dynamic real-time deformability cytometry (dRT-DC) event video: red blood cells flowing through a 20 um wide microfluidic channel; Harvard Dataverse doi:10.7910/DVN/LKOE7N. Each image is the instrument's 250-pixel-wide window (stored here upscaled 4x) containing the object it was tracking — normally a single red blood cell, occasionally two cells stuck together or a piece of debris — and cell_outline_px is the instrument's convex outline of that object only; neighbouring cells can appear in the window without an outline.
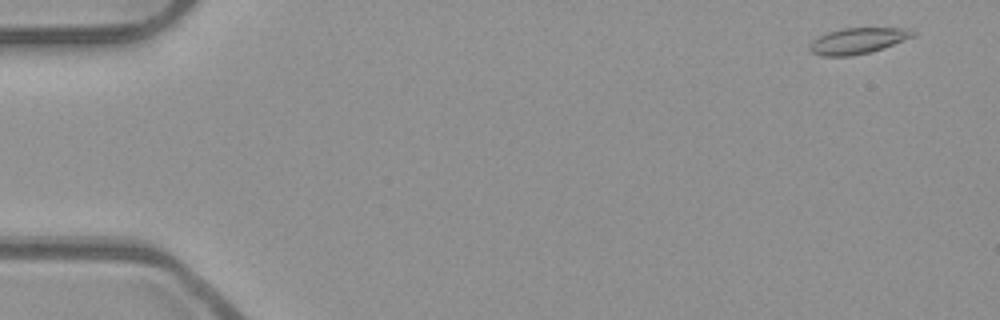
{"species": "common noctule bat (a hibernating species)", "species_latin": "Nyctalus noctula", "temperature_condition": "room temperature", "stored_images_in_passage": 52, "camera_frame_rate_fps": 3000, "um_per_image_px": 0.085, "animal": {"sex": "male", "body_mass_g": 23.1, "forearm_length_mm": 52.7}, "frame": {"image": 1, "passage_image": 2, "time_ms": 0.333, "image_size_px": [1000, 320], "cell_outline_px": [[916, 32], [912, 36], [892, 44], [868, 52], [848, 56], [820, 56], [812, 52], [808, 48], [812, 40], [828, 32], [840, 28], [904, 28]], "centroid_in_image_um": [72.82, 3.46], "position_along_channel_um": 12.2, "area_um2": 15.2}}
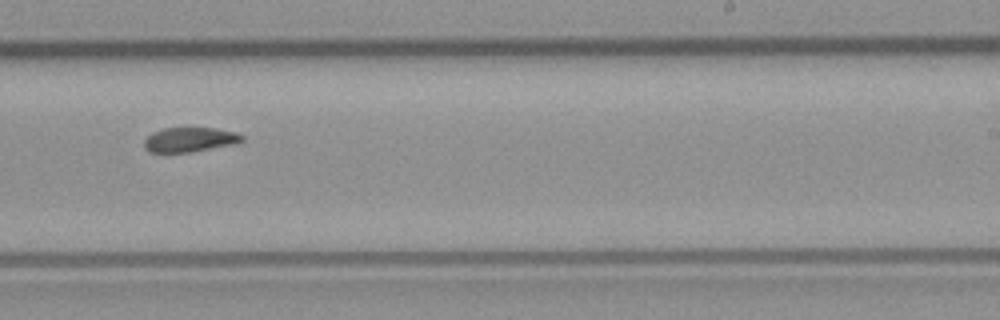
{"frame": {"image": 2, "passage_image": 32, "time_ms": 10.333, "image_size_px": [1000, 320], "cell_outline_px": [[244, 140], [232, 144], [192, 152], [148, 152], [144, 148], [144, 140], [152, 132], [164, 128], [216, 128], [236, 132], [244, 136]], "centroid_in_image_um": [16.11, 11.86], "position_along_channel_um": 272.9, "area_um2": 13.99}}
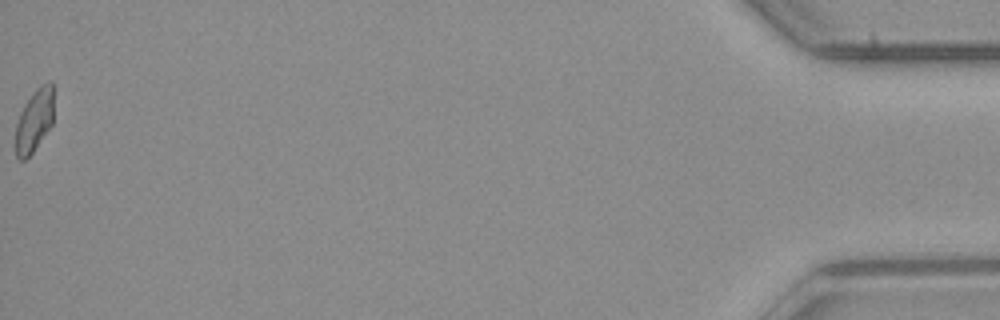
{"frame": {"image": 3, "passage_image": 52, "time_ms": 17.0, "image_size_px": [1000, 320], "cell_outline_px": [[52, 124], [32, 152], [24, 160], [20, 160], [16, 156], [16, 124], [20, 112], [24, 104], [36, 88], [40, 84], [48, 80], [52, 80]], "centroid_in_image_um": [2.91, 10.2], "position_along_channel_um": 432.3, "area_um2": 13.76}, "authors_computed_cell_mechanics": {"area_um2": 14.8835, "velocity_mm_per_s": 3.9643, "shape_relaxation_time_tau1_ms": null, "shape_relaxation_time_tau2_ms": 5.5582, "deformation_change_tau1": null, "deformation_change_tau2": 0.0918}}